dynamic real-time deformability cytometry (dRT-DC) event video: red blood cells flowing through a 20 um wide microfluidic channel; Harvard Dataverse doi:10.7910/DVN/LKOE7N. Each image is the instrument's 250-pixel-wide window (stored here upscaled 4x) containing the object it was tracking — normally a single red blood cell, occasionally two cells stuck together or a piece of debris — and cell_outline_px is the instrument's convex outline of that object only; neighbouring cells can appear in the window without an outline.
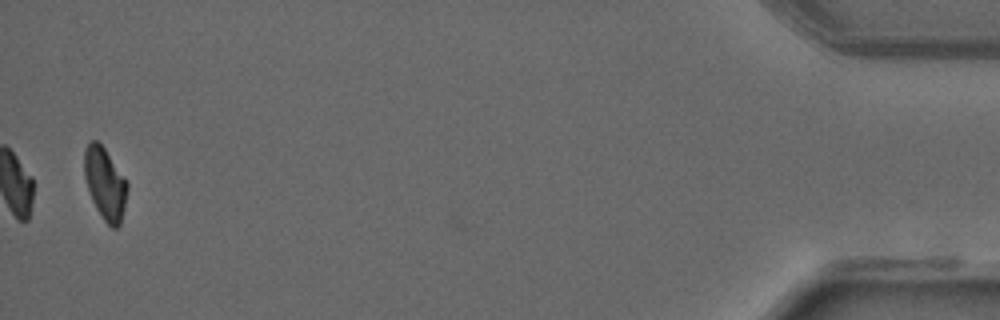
{"species": "common noctule bat (a hibernating species)", "species_latin": "Nyctalus noctula", "temperature_condition": "warm", "stored_images_in_passage": 48, "camera_frame_rate_fps": 3000, "um_per_image_px": 0.085, "animal": {"sex": "male", "forearm_length_mm": 52.5}, "frame": {"image": 1, "passage_image": 48, "time_ms": 15.667, "image_size_px": [1000, 320], "cell_outline_px": [[128, 188], [124, 208], [120, 224], [116, 228], [112, 228], [104, 220], [96, 208], [92, 200], [84, 176], [84, 148], [92, 140], [96, 140], [104, 148], [128, 184]], "centroid_in_image_um": [8.91, 15.61], "position_along_channel_um": 426.3, "area_um2": 17.69}}